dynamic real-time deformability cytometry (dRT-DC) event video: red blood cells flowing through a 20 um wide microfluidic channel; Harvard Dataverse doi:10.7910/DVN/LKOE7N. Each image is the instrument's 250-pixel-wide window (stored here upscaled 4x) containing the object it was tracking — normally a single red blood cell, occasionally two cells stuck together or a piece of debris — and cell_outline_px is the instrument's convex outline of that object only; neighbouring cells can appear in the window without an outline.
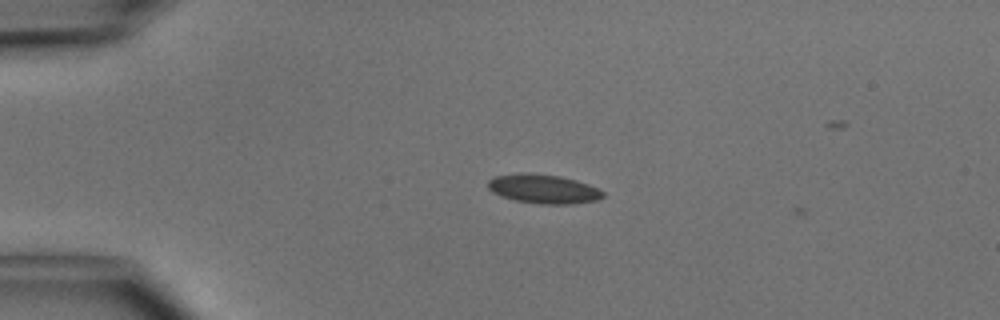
{"species": "common noctule bat (a hibernating species)", "species_latin": "Nyctalus noctula", "temperature_condition": "cold", "stored_images_in_passage": 3, "camera_frame_rate_fps": 3000, "um_per_image_px": 0.085, "animal": {"sex": "male", "body_mass_g": 15.6}, "frame": {"image": 1, "passage_image": 2, "time_ms": 0.333, "image_size_px": [1000, 320], "cell_outline_px": [[604, 196], [596, 200], [572, 204], [540, 204], [516, 200], [500, 196], [492, 192], [488, 188], [488, 180], [496, 176], [520, 172], [528, 172], [560, 176], [576, 180], [588, 184], [604, 192]], "centroid_in_image_um": [46.16, 16.05], "position_along_channel_um": 38.8, "area_um2": 19.54}}